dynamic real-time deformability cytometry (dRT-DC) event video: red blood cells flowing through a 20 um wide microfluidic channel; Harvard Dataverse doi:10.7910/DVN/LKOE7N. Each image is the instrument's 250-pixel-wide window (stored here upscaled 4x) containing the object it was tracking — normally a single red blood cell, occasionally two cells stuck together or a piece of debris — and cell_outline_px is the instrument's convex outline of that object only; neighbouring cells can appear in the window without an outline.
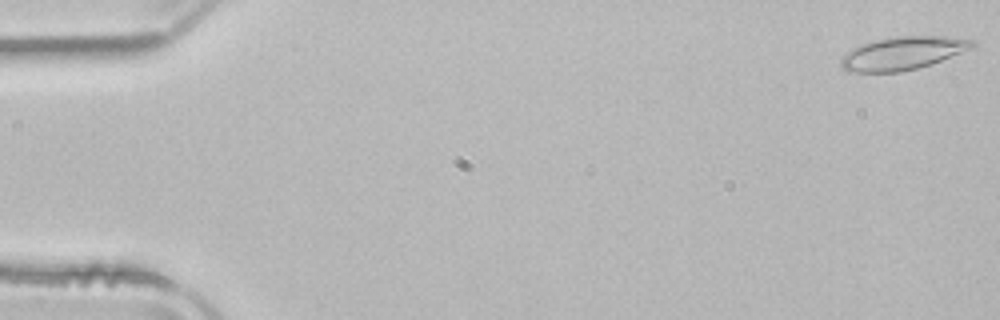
{"species": "common noctule bat (a hibernating species)", "species_latin": "Nyctalus noctula", "temperature_condition": "room temperature", "stored_images_in_passage": 14, "camera_frame_rate_fps": 3000, "um_per_image_px": 0.085, "animal": {"sex": "male", "body_mass_g": 21.5, "forearm_length_mm": 52.0}, "frame": {"image": 1, "passage_image": 1, "time_ms": 0.0, "image_size_px": [1000, 320], "cell_outline_px": [[976, 44], [972, 48], [940, 60], [916, 68], [900, 72], [848, 72], [840, 68], [840, 60], [848, 52], [860, 44], [872, 40], [896, 36], [944, 36], [976, 40]], "centroid_in_image_um": [76.69, 4.52], "position_along_channel_um": 8.3, "area_um2": 25.2}}
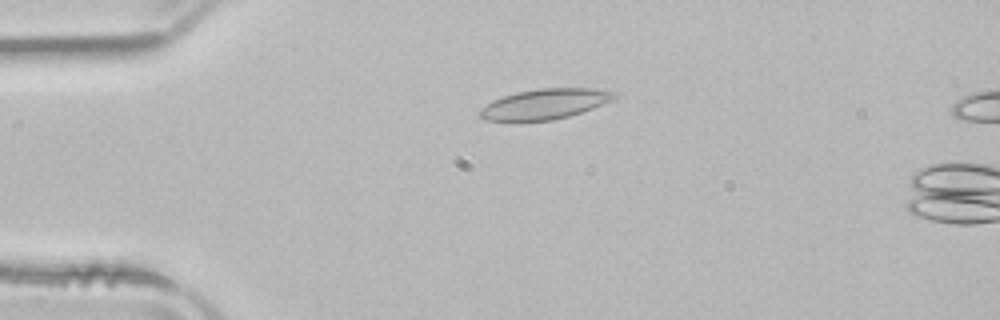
{"frame": {"image": 2, "passage_image": 12, "time_ms": 3.667, "image_size_px": [1000, 320], "cell_outline_px": [[616, 96], [612, 100], [592, 108], [568, 116], [552, 120], [520, 124], [516, 124], [484, 120], [476, 112], [480, 108], [492, 100], [516, 92], [540, 88], [592, 88], [616, 92]], "centroid_in_image_um": [46.18, 8.89], "position_along_channel_um": 38.8, "area_um2": 24.51}}